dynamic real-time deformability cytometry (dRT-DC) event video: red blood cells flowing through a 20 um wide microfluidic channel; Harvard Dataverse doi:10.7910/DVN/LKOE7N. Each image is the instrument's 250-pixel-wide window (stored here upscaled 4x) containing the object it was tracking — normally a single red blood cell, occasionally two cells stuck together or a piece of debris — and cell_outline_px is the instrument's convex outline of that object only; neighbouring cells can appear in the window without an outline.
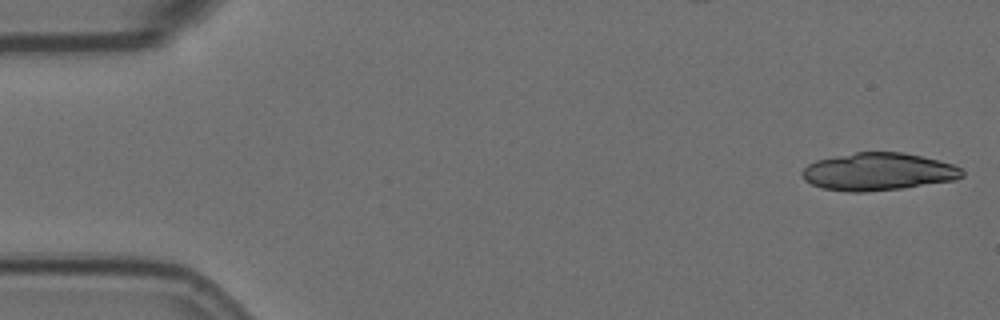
{"species": "Egyptian fruit bat (a non-hibernating species)", "species_latin": "Rousettus aegyptiacus", "temperature_condition": "room temperature", "stored_images_in_passage": 22, "camera_frame_rate_fps": 3000, "um_per_image_px": 0.085, "animal": {"sex": "female"}, "frame": {"image": 1, "passage_image": 1, "time_ms": 0.0, "image_size_px": [1000, 320], "cell_outline_px": [[964, 176], [956, 180], [900, 188], [864, 192], [848, 192], [820, 188], [804, 180], [800, 172], [808, 164], [816, 160], [856, 152], [904, 152], [952, 164], [960, 168], [964, 172]], "centroid_in_image_um": [74.61, 14.6], "position_along_channel_um": 10.4, "area_um2": 34.97}}
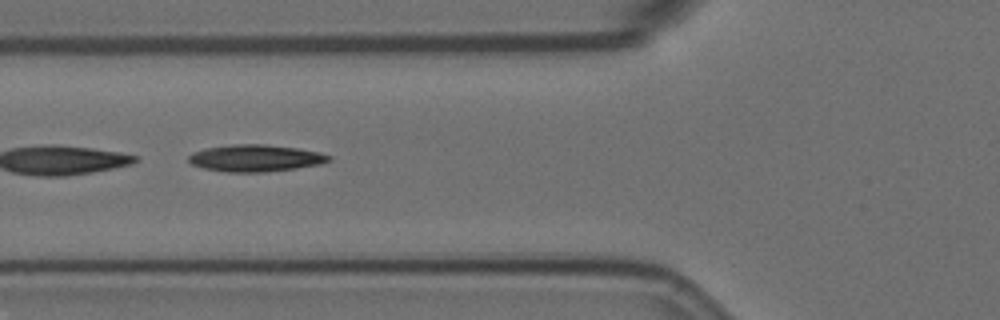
{"frame": {"image": 2, "passage_image": 20, "time_ms": 6.333, "image_size_px": [1000, 320], "cell_outline_px": [[332, 160], [320, 164], [296, 168], [264, 172], [228, 172], [204, 168], [192, 164], [188, 160], [188, 156], [192, 152], [204, 148], [236, 144], [264, 144], [296, 148], [320, 152], [332, 156]], "centroid_in_image_um": [21.72, 13.44], "position_along_channel_um": 104.1, "area_um2": 21.96}}